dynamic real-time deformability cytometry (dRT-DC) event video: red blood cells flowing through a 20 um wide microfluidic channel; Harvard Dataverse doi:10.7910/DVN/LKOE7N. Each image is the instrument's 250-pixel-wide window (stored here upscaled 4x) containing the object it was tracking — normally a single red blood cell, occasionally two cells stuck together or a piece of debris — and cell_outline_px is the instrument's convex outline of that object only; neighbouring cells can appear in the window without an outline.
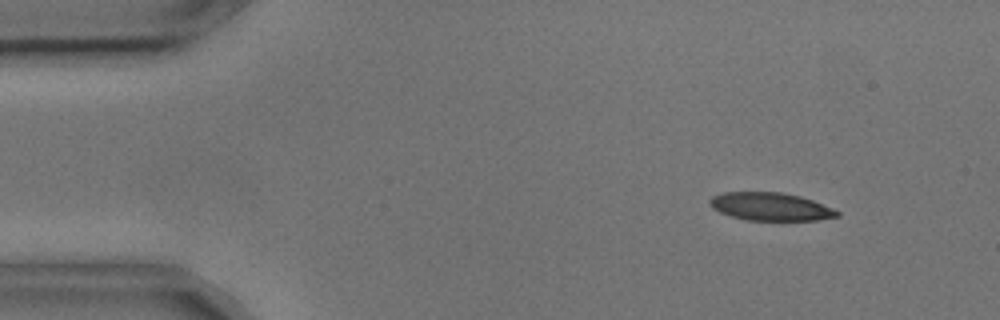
{"species": "common noctule bat (a hibernating species)", "species_latin": "Nyctalus noctula", "temperature_condition": "cold", "stored_images_in_passage": 6, "camera_frame_rate_fps": 3000, "um_per_image_px": 0.085, "animal": {"sex": "male", "body_mass_g": 17.9, "forearm_length_mm": 54.2}, "frame": {"image": 1, "passage_image": 2, "time_ms": 0.333, "image_size_px": [1000, 320], "cell_outline_px": [[840, 216], [820, 220], [744, 220], [720, 212], [712, 208], [708, 200], [712, 196], [724, 192], [780, 192], [800, 196], [812, 200], [832, 208], [840, 212]], "centroid_in_image_um": [65.49, 17.56], "position_along_channel_um": 19.5, "area_um2": 20.75}}